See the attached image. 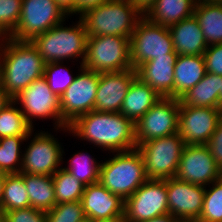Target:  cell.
<instances>
[{"mask_svg":"<svg viewBox=\"0 0 222 222\" xmlns=\"http://www.w3.org/2000/svg\"><path fill=\"white\" fill-rule=\"evenodd\" d=\"M69 133L112 153L137 148L135 124L120 112L91 111L69 125Z\"/></svg>","mask_w":222,"mask_h":222,"instance_id":"6da1fadb","label":"cell"},{"mask_svg":"<svg viewBox=\"0 0 222 222\" xmlns=\"http://www.w3.org/2000/svg\"><path fill=\"white\" fill-rule=\"evenodd\" d=\"M45 62L31 41L7 38L0 48V85L15 98L35 79L43 76Z\"/></svg>","mask_w":222,"mask_h":222,"instance_id":"7a4b0ae2","label":"cell"},{"mask_svg":"<svg viewBox=\"0 0 222 222\" xmlns=\"http://www.w3.org/2000/svg\"><path fill=\"white\" fill-rule=\"evenodd\" d=\"M143 15L128 0H109L92 8L79 18L84 23L87 36L128 37Z\"/></svg>","mask_w":222,"mask_h":222,"instance_id":"3957f363","label":"cell"},{"mask_svg":"<svg viewBox=\"0 0 222 222\" xmlns=\"http://www.w3.org/2000/svg\"><path fill=\"white\" fill-rule=\"evenodd\" d=\"M147 180L144 159L137 148L117 152L113 158L101 162L99 182L124 201Z\"/></svg>","mask_w":222,"mask_h":222,"instance_id":"277c9868","label":"cell"},{"mask_svg":"<svg viewBox=\"0 0 222 222\" xmlns=\"http://www.w3.org/2000/svg\"><path fill=\"white\" fill-rule=\"evenodd\" d=\"M74 26L64 27L60 23L48 31L36 36L31 42L38 49L45 63L63 62L86 55L87 34L84 23L79 18Z\"/></svg>","mask_w":222,"mask_h":222,"instance_id":"5b68a950","label":"cell"},{"mask_svg":"<svg viewBox=\"0 0 222 222\" xmlns=\"http://www.w3.org/2000/svg\"><path fill=\"white\" fill-rule=\"evenodd\" d=\"M82 65L86 70L97 73L120 72L132 68L129 38L87 36L86 55Z\"/></svg>","mask_w":222,"mask_h":222,"instance_id":"8992f818","label":"cell"},{"mask_svg":"<svg viewBox=\"0 0 222 222\" xmlns=\"http://www.w3.org/2000/svg\"><path fill=\"white\" fill-rule=\"evenodd\" d=\"M132 68L158 57H177L168 27L158 25L143 16L129 38Z\"/></svg>","mask_w":222,"mask_h":222,"instance_id":"52a82bcc","label":"cell"},{"mask_svg":"<svg viewBox=\"0 0 222 222\" xmlns=\"http://www.w3.org/2000/svg\"><path fill=\"white\" fill-rule=\"evenodd\" d=\"M185 146L178 132L140 144L137 149L144 159L146 178L165 180L174 177Z\"/></svg>","mask_w":222,"mask_h":222,"instance_id":"ba28073f","label":"cell"},{"mask_svg":"<svg viewBox=\"0 0 222 222\" xmlns=\"http://www.w3.org/2000/svg\"><path fill=\"white\" fill-rule=\"evenodd\" d=\"M12 100L21 104L20 110L32 128L33 118H53L57 130L69 131V126L62 120L60 97L52 92L44 76L35 79Z\"/></svg>","mask_w":222,"mask_h":222,"instance_id":"9c48e42d","label":"cell"},{"mask_svg":"<svg viewBox=\"0 0 222 222\" xmlns=\"http://www.w3.org/2000/svg\"><path fill=\"white\" fill-rule=\"evenodd\" d=\"M66 17L55 0H22L19 23L9 38L32 41L36 36L64 22Z\"/></svg>","mask_w":222,"mask_h":222,"instance_id":"30bf717a","label":"cell"},{"mask_svg":"<svg viewBox=\"0 0 222 222\" xmlns=\"http://www.w3.org/2000/svg\"><path fill=\"white\" fill-rule=\"evenodd\" d=\"M80 71L60 97L62 120L68 126L95 107L99 73L86 70L81 64Z\"/></svg>","mask_w":222,"mask_h":222,"instance_id":"8fae6325","label":"cell"},{"mask_svg":"<svg viewBox=\"0 0 222 222\" xmlns=\"http://www.w3.org/2000/svg\"><path fill=\"white\" fill-rule=\"evenodd\" d=\"M165 214H169L166 179H148L125 200L126 222H140Z\"/></svg>","mask_w":222,"mask_h":222,"instance_id":"7c38bea8","label":"cell"},{"mask_svg":"<svg viewBox=\"0 0 222 222\" xmlns=\"http://www.w3.org/2000/svg\"><path fill=\"white\" fill-rule=\"evenodd\" d=\"M180 99L162 97L135 124L137 147L151 139L178 132Z\"/></svg>","mask_w":222,"mask_h":222,"instance_id":"4fadbf2b","label":"cell"},{"mask_svg":"<svg viewBox=\"0 0 222 222\" xmlns=\"http://www.w3.org/2000/svg\"><path fill=\"white\" fill-rule=\"evenodd\" d=\"M221 118V108L184 106L180 102L178 134L186 145H206Z\"/></svg>","mask_w":222,"mask_h":222,"instance_id":"5bb4252c","label":"cell"},{"mask_svg":"<svg viewBox=\"0 0 222 222\" xmlns=\"http://www.w3.org/2000/svg\"><path fill=\"white\" fill-rule=\"evenodd\" d=\"M61 147L50 133H36L23 153L20 173L52 176L63 161Z\"/></svg>","mask_w":222,"mask_h":222,"instance_id":"9a60e30c","label":"cell"},{"mask_svg":"<svg viewBox=\"0 0 222 222\" xmlns=\"http://www.w3.org/2000/svg\"><path fill=\"white\" fill-rule=\"evenodd\" d=\"M174 177L206 187L221 178L220 167L206 145H186Z\"/></svg>","mask_w":222,"mask_h":222,"instance_id":"2e32d148","label":"cell"},{"mask_svg":"<svg viewBox=\"0 0 222 222\" xmlns=\"http://www.w3.org/2000/svg\"><path fill=\"white\" fill-rule=\"evenodd\" d=\"M169 214L177 220L197 221L202 213L205 188L175 177L166 179Z\"/></svg>","mask_w":222,"mask_h":222,"instance_id":"e0dca14e","label":"cell"},{"mask_svg":"<svg viewBox=\"0 0 222 222\" xmlns=\"http://www.w3.org/2000/svg\"><path fill=\"white\" fill-rule=\"evenodd\" d=\"M136 77L134 68L120 72L99 73L94 110L120 112L127 91Z\"/></svg>","mask_w":222,"mask_h":222,"instance_id":"ac0fdd59","label":"cell"},{"mask_svg":"<svg viewBox=\"0 0 222 222\" xmlns=\"http://www.w3.org/2000/svg\"><path fill=\"white\" fill-rule=\"evenodd\" d=\"M81 203L85 216L93 221L124 216L125 201L100 182L85 186Z\"/></svg>","mask_w":222,"mask_h":222,"instance_id":"d6986e66","label":"cell"},{"mask_svg":"<svg viewBox=\"0 0 222 222\" xmlns=\"http://www.w3.org/2000/svg\"><path fill=\"white\" fill-rule=\"evenodd\" d=\"M177 57H158L139 65L137 77L161 97L174 98V66Z\"/></svg>","mask_w":222,"mask_h":222,"instance_id":"ffe728a7","label":"cell"},{"mask_svg":"<svg viewBox=\"0 0 222 222\" xmlns=\"http://www.w3.org/2000/svg\"><path fill=\"white\" fill-rule=\"evenodd\" d=\"M178 55H203L208 45L194 14L168 27Z\"/></svg>","mask_w":222,"mask_h":222,"instance_id":"44dd1931","label":"cell"},{"mask_svg":"<svg viewBox=\"0 0 222 222\" xmlns=\"http://www.w3.org/2000/svg\"><path fill=\"white\" fill-rule=\"evenodd\" d=\"M203 55H178L174 66V98L180 99L206 75Z\"/></svg>","mask_w":222,"mask_h":222,"instance_id":"7402d4cb","label":"cell"},{"mask_svg":"<svg viewBox=\"0 0 222 222\" xmlns=\"http://www.w3.org/2000/svg\"><path fill=\"white\" fill-rule=\"evenodd\" d=\"M161 98L153 88L136 77L127 91L120 113L136 124Z\"/></svg>","mask_w":222,"mask_h":222,"instance_id":"603a6c76","label":"cell"},{"mask_svg":"<svg viewBox=\"0 0 222 222\" xmlns=\"http://www.w3.org/2000/svg\"><path fill=\"white\" fill-rule=\"evenodd\" d=\"M197 0H156L145 17L152 23L170 27L194 14Z\"/></svg>","mask_w":222,"mask_h":222,"instance_id":"cb8c5ba5","label":"cell"},{"mask_svg":"<svg viewBox=\"0 0 222 222\" xmlns=\"http://www.w3.org/2000/svg\"><path fill=\"white\" fill-rule=\"evenodd\" d=\"M29 195L30 206L47 212L56 204L55 188L52 176L19 173Z\"/></svg>","mask_w":222,"mask_h":222,"instance_id":"d4e9b609","label":"cell"},{"mask_svg":"<svg viewBox=\"0 0 222 222\" xmlns=\"http://www.w3.org/2000/svg\"><path fill=\"white\" fill-rule=\"evenodd\" d=\"M220 75L206 73L201 81L180 98L184 106L219 108Z\"/></svg>","mask_w":222,"mask_h":222,"instance_id":"484cf974","label":"cell"},{"mask_svg":"<svg viewBox=\"0 0 222 222\" xmlns=\"http://www.w3.org/2000/svg\"><path fill=\"white\" fill-rule=\"evenodd\" d=\"M194 16L199 22L207 45L222 43V5L196 3Z\"/></svg>","mask_w":222,"mask_h":222,"instance_id":"4316f807","label":"cell"},{"mask_svg":"<svg viewBox=\"0 0 222 222\" xmlns=\"http://www.w3.org/2000/svg\"><path fill=\"white\" fill-rule=\"evenodd\" d=\"M32 132L33 130L28 136H10L0 138V172L6 174L20 173L23 156L20 151V147L23 141H26L29 137L31 138Z\"/></svg>","mask_w":222,"mask_h":222,"instance_id":"83f0119b","label":"cell"},{"mask_svg":"<svg viewBox=\"0 0 222 222\" xmlns=\"http://www.w3.org/2000/svg\"><path fill=\"white\" fill-rule=\"evenodd\" d=\"M1 207L4 212L31 207L24 179L20 174H6Z\"/></svg>","mask_w":222,"mask_h":222,"instance_id":"f1b7e54d","label":"cell"},{"mask_svg":"<svg viewBox=\"0 0 222 222\" xmlns=\"http://www.w3.org/2000/svg\"><path fill=\"white\" fill-rule=\"evenodd\" d=\"M13 100L0 112V138L10 136H28L33 128L28 124L25 115Z\"/></svg>","mask_w":222,"mask_h":222,"instance_id":"f546056e","label":"cell"},{"mask_svg":"<svg viewBox=\"0 0 222 222\" xmlns=\"http://www.w3.org/2000/svg\"><path fill=\"white\" fill-rule=\"evenodd\" d=\"M56 204L81 201L85 185L64 168L58 169L53 175Z\"/></svg>","mask_w":222,"mask_h":222,"instance_id":"4dcf8cb0","label":"cell"},{"mask_svg":"<svg viewBox=\"0 0 222 222\" xmlns=\"http://www.w3.org/2000/svg\"><path fill=\"white\" fill-rule=\"evenodd\" d=\"M69 166L64 167L69 173L77 178L82 184L88 186L99 182L100 165L88 153L77 152L69 160Z\"/></svg>","mask_w":222,"mask_h":222,"instance_id":"1f68e13d","label":"cell"},{"mask_svg":"<svg viewBox=\"0 0 222 222\" xmlns=\"http://www.w3.org/2000/svg\"><path fill=\"white\" fill-rule=\"evenodd\" d=\"M211 184L212 188H205L202 213L196 222H222V178Z\"/></svg>","mask_w":222,"mask_h":222,"instance_id":"d6a6232c","label":"cell"},{"mask_svg":"<svg viewBox=\"0 0 222 222\" xmlns=\"http://www.w3.org/2000/svg\"><path fill=\"white\" fill-rule=\"evenodd\" d=\"M62 63L63 62L46 63L43 74L52 92L59 97L62 96V94L71 85L76 77L68 72L69 69L62 67Z\"/></svg>","mask_w":222,"mask_h":222,"instance_id":"836d02e7","label":"cell"},{"mask_svg":"<svg viewBox=\"0 0 222 222\" xmlns=\"http://www.w3.org/2000/svg\"><path fill=\"white\" fill-rule=\"evenodd\" d=\"M46 216V222H80L86 218L81 201L55 204Z\"/></svg>","mask_w":222,"mask_h":222,"instance_id":"e575fe53","label":"cell"},{"mask_svg":"<svg viewBox=\"0 0 222 222\" xmlns=\"http://www.w3.org/2000/svg\"><path fill=\"white\" fill-rule=\"evenodd\" d=\"M22 8V0H0V29L9 37L16 29Z\"/></svg>","mask_w":222,"mask_h":222,"instance_id":"d590c367","label":"cell"},{"mask_svg":"<svg viewBox=\"0 0 222 222\" xmlns=\"http://www.w3.org/2000/svg\"><path fill=\"white\" fill-rule=\"evenodd\" d=\"M46 212L33 207L4 212V222H46Z\"/></svg>","mask_w":222,"mask_h":222,"instance_id":"8d00e7d4","label":"cell"},{"mask_svg":"<svg viewBox=\"0 0 222 222\" xmlns=\"http://www.w3.org/2000/svg\"><path fill=\"white\" fill-rule=\"evenodd\" d=\"M203 56L206 72L222 76V43L209 45Z\"/></svg>","mask_w":222,"mask_h":222,"instance_id":"74e56055","label":"cell"},{"mask_svg":"<svg viewBox=\"0 0 222 222\" xmlns=\"http://www.w3.org/2000/svg\"><path fill=\"white\" fill-rule=\"evenodd\" d=\"M206 146L209 148L216 163L220 166L222 164V118L219 120L217 128L206 143Z\"/></svg>","mask_w":222,"mask_h":222,"instance_id":"f35d334b","label":"cell"},{"mask_svg":"<svg viewBox=\"0 0 222 222\" xmlns=\"http://www.w3.org/2000/svg\"><path fill=\"white\" fill-rule=\"evenodd\" d=\"M108 1L109 0H75V14L78 13L81 16L86 11L96 8Z\"/></svg>","mask_w":222,"mask_h":222,"instance_id":"ab89813d","label":"cell"},{"mask_svg":"<svg viewBox=\"0 0 222 222\" xmlns=\"http://www.w3.org/2000/svg\"><path fill=\"white\" fill-rule=\"evenodd\" d=\"M143 16L155 5L156 0H128Z\"/></svg>","mask_w":222,"mask_h":222,"instance_id":"60d3db41","label":"cell"},{"mask_svg":"<svg viewBox=\"0 0 222 222\" xmlns=\"http://www.w3.org/2000/svg\"><path fill=\"white\" fill-rule=\"evenodd\" d=\"M55 2L67 17L75 14V0H55Z\"/></svg>","mask_w":222,"mask_h":222,"instance_id":"b9f144b4","label":"cell"},{"mask_svg":"<svg viewBox=\"0 0 222 222\" xmlns=\"http://www.w3.org/2000/svg\"><path fill=\"white\" fill-rule=\"evenodd\" d=\"M177 219L170 214L161 215L152 219L143 220L140 222H176Z\"/></svg>","mask_w":222,"mask_h":222,"instance_id":"7bdbcfd3","label":"cell"},{"mask_svg":"<svg viewBox=\"0 0 222 222\" xmlns=\"http://www.w3.org/2000/svg\"><path fill=\"white\" fill-rule=\"evenodd\" d=\"M12 99L6 94L0 85V112L1 110L9 104Z\"/></svg>","mask_w":222,"mask_h":222,"instance_id":"ee69618b","label":"cell"},{"mask_svg":"<svg viewBox=\"0 0 222 222\" xmlns=\"http://www.w3.org/2000/svg\"><path fill=\"white\" fill-rule=\"evenodd\" d=\"M5 179H6V173L0 172V207L2 205L3 187H4Z\"/></svg>","mask_w":222,"mask_h":222,"instance_id":"f6af8a7d","label":"cell"},{"mask_svg":"<svg viewBox=\"0 0 222 222\" xmlns=\"http://www.w3.org/2000/svg\"><path fill=\"white\" fill-rule=\"evenodd\" d=\"M94 222H126L125 216H116L110 219L98 220Z\"/></svg>","mask_w":222,"mask_h":222,"instance_id":"bcb514c9","label":"cell"},{"mask_svg":"<svg viewBox=\"0 0 222 222\" xmlns=\"http://www.w3.org/2000/svg\"><path fill=\"white\" fill-rule=\"evenodd\" d=\"M219 108L222 109V76H220Z\"/></svg>","mask_w":222,"mask_h":222,"instance_id":"7dc6e473","label":"cell"},{"mask_svg":"<svg viewBox=\"0 0 222 222\" xmlns=\"http://www.w3.org/2000/svg\"><path fill=\"white\" fill-rule=\"evenodd\" d=\"M7 36L0 29V48L3 46L5 41L7 40ZM2 39V40H1Z\"/></svg>","mask_w":222,"mask_h":222,"instance_id":"c3c4849f","label":"cell"},{"mask_svg":"<svg viewBox=\"0 0 222 222\" xmlns=\"http://www.w3.org/2000/svg\"><path fill=\"white\" fill-rule=\"evenodd\" d=\"M199 3H221L222 0H197Z\"/></svg>","mask_w":222,"mask_h":222,"instance_id":"681fc988","label":"cell"},{"mask_svg":"<svg viewBox=\"0 0 222 222\" xmlns=\"http://www.w3.org/2000/svg\"><path fill=\"white\" fill-rule=\"evenodd\" d=\"M0 222H4V211L2 207H0Z\"/></svg>","mask_w":222,"mask_h":222,"instance_id":"f907efd6","label":"cell"},{"mask_svg":"<svg viewBox=\"0 0 222 222\" xmlns=\"http://www.w3.org/2000/svg\"><path fill=\"white\" fill-rule=\"evenodd\" d=\"M80 222H94L92 219L89 218H84L83 220H81Z\"/></svg>","mask_w":222,"mask_h":222,"instance_id":"816d5d0a","label":"cell"},{"mask_svg":"<svg viewBox=\"0 0 222 222\" xmlns=\"http://www.w3.org/2000/svg\"><path fill=\"white\" fill-rule=\"evenodd\" d=\"M219 167H220V176L222 178V164Z\"/></svg>","mask_w":222,"mask_h":222,"instance_id":"f5cc1de1","label":"cell"},{"mask_svg":"<svg viewBox=\"0 0 222 222\" xmlns=\"http://www.w3.org/2000/svg\"><path fill=\"white\" fill-rule=\"evenodd\" d=\"M176 222H195V221H182V220H177Z\"/></svg>","mask_w":222,"mask_h":222,"instance_id":"db71d44e","label":"cell"}]
</instances>
